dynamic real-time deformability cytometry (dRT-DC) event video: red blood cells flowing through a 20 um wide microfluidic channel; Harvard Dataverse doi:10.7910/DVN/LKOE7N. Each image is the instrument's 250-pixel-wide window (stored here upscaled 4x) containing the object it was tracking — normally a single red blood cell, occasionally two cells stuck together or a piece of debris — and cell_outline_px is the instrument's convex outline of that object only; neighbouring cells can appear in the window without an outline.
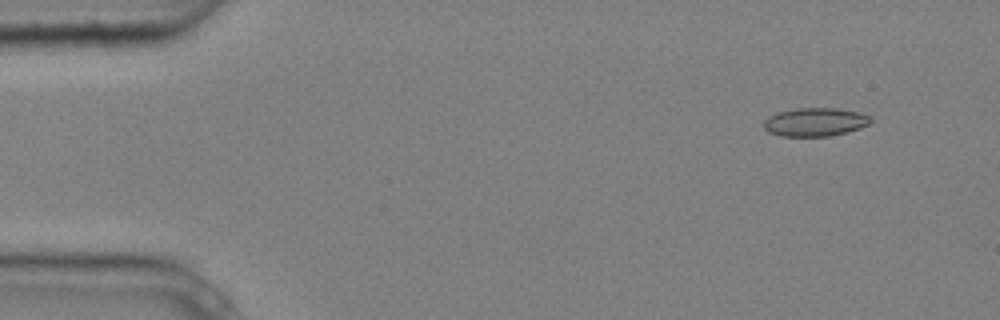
{"species": "common noctule bat (a hibernating species)", "species_latin": "Nyctalus noctula", "temperature_condition": "cold", "stored_images_in_passage": 5, "camera_frame_rate_fps": 3000, "um_per_image_px": 0.085, "animal": {"sex": "male", "body_mass_g": 20.4}, "frame": {"image": 1, "passage_image": 2, "time_ms": 0.333, "image_size_px": [1000, 320], "cell_outline_px": [[872, 120], [868, 124], [860, 128], [848, 132], [828, 136], [780, 136], [768, 132], [764, 128], [764, 120], [780, 112], [796, 108], [836, 108], [860, 112], [872, 116]], "centroid_in_image_um": [69.33, 10.37], "position_along_channel_um": 15.7, "area_um2": 17.69}}
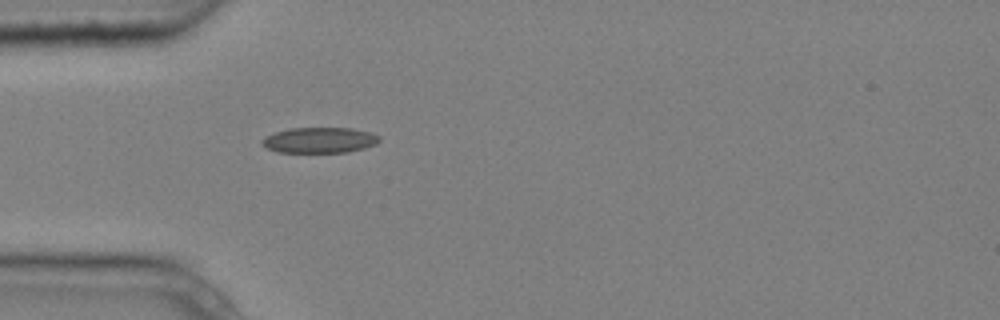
{"frame": {"image": 2, "passage_image": 5, "time_ms": 1.333, "image_size_px": [1000, 320], "cell_outline_px": [[380, 140], [376, 144], [364, 148], [348, 152], [276, 152], [264, 148], [260, 144], [260, 140], [264, 136], [288, 128], [352, 128], [372, 132], [380, 136]], "centroid_in_image_um": [27.13, 11.91], "position_along_channel_um": 57.9, "area_um2": 17.8}}